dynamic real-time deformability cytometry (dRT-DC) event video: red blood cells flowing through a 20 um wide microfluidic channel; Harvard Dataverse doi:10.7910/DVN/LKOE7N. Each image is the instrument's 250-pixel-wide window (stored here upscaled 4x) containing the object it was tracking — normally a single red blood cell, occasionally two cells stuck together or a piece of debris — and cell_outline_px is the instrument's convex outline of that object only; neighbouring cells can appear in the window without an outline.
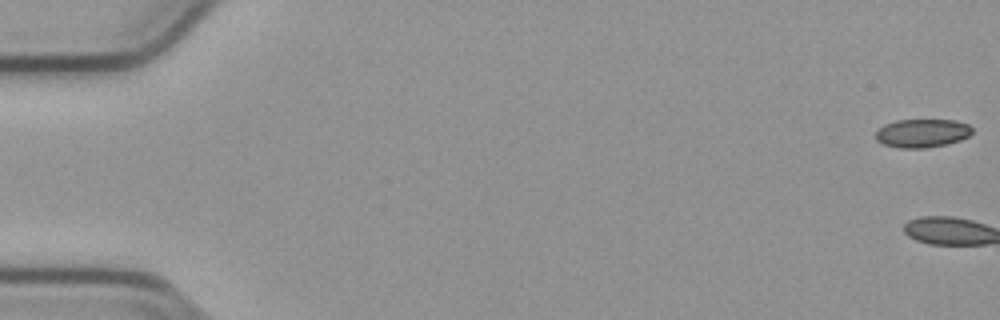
{"species": "common noctule bat (a hibernating species)", "species_latin": "Nyctalus noctula", "temperature_condition": "cold", "stored_images_in_passage": 2, "camera_frame_rate_fps": 3000, "um_per_image_px": 0.085, "animal": {"sex": "male", "body_mass_g": 23.1, "forearm_length_mm": 52.7}, "frame": {"image": 1, "passage_image": 1, "time_ms": 0.0, "image_size_px": [1000, 320], "cell_outline_px": [[972, 132], [968, 136], [960, 140], [948, 144], [928, 148], [900, 148], [884, 144], [876, 140], [876, 132], [884, 124], [896, 120], [952, 120], [968, 124], [972, 128]], "centroid_in_image_um": [78.38, 11.32], "position_along_channel_um": 6.6, "area_um2": 16.01}}